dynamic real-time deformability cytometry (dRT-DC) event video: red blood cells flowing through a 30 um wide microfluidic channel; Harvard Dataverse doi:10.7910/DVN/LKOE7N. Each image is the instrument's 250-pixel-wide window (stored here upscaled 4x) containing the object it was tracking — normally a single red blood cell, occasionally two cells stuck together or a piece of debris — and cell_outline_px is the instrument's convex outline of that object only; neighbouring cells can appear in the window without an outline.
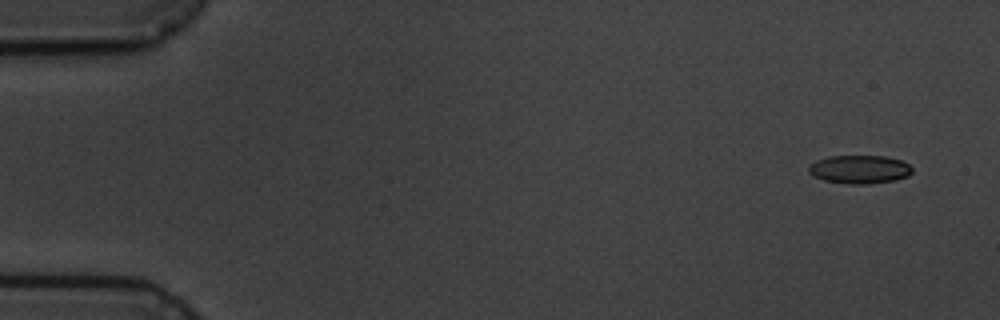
{"species": "common noctule bat (a hibernating species)", "species_latin": "Nyctalus noctula", "temperature_condition": "cold", "stored_images_in_passage": 4, "camera_frame_rate_fps": 3000, "um_per_image_px": 0.085, "animal": {"sex": "male", "body_mass_g": 19.5, "forearm_length_mm": 54.6}, "frame": {"image": 1, "passage_image": 1, "time_ms": 0.0, "image_size_px": [1000, 320], "cell_outline_px": [[912, 172], [908, 176], [896, 180], [868, 184], [848, 184], [824, 180], [812, 176], [808, 172], [808, 168], [816, 160], [828, 156], [884, 156], [900, 160], [908, 164], [912, 168]], "centroid_in_image_um": [73.05, 14.4], "position_along_channel_um": 11.9, "area_um2": 17.17}}